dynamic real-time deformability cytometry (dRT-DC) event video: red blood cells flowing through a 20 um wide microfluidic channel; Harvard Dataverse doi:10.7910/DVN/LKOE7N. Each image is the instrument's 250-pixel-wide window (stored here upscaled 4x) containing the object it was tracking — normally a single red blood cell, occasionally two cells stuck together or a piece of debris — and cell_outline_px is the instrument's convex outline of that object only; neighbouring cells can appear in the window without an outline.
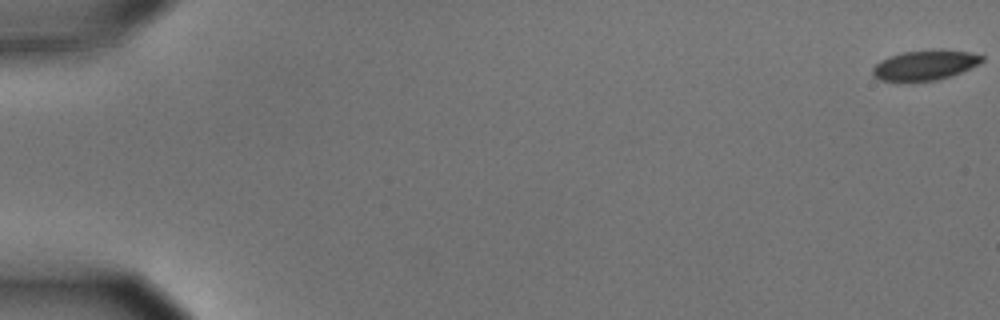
{"species": "common noctule bat (a hibernating species)", "species_latin": "Nyctalus noctula", "temperature_condition": "cold", "stored_images_in_passage": 57, "camera_frame_rate_fps": 3000, "um_per_image_px": 0.085, "animal": {"sex": "male", "body_mass_g": 15.6}, "frame": {"image": 1, "passage_image": 1, "time_ms": 0.0, "image_size_px": [1000, 320], "cell_outline_px": [[984, 60], [980, 64], [960, 72], [936, 80], [908, 84], [900, 84], [880, 80], [872, 72], [872, 68], [880, 60], [888, 56], [904, 52], [940, 48], [968, 52], [984, 56]], "centroid_in_image_um": [78.58, 5.56], "position_along_channel_um": 6.4, "area_um2": 19.83}}
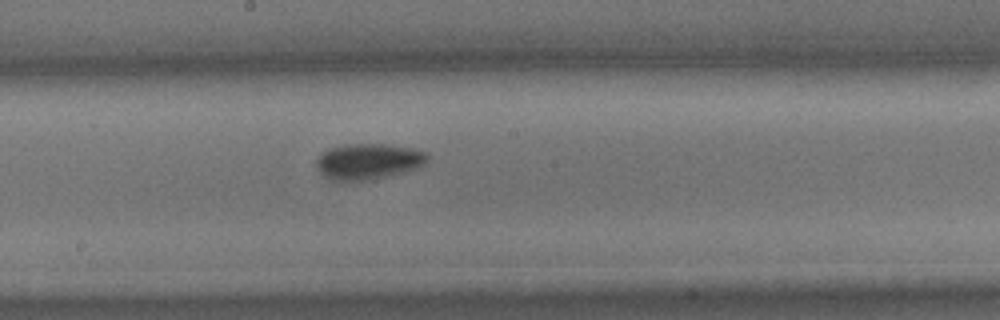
{"frame": {"image": 2, "passage_image": 32, "time_ms": 10.333, "image_size_px": [1000, 320], "cell_outline_px": [[428, 160], [420, 168], [372, 180], [332, 180], [324, 176], [320, 172], [316, 164], [316, 160], [328, 148], [344, 144], [384, 144], [412, 148], [428, 152]], "centroid_in_image_um": [31.35, 13.71], "position_along_channel_um": 216.9, "area_um2": 23.29}}
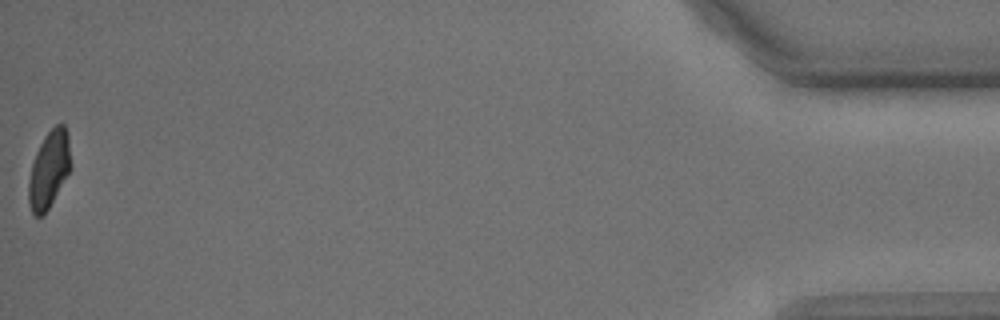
{"frame": {"image": 3, "passage_image": 57, "time_ms": 18.667, "image_size_px": [1000, 320], "cell_outline_px": [[72, 168], [44, 216], [36, 216], [32, 212], [28, 200], [28, 180], [32, 164], [36, 152], [44, 136], [56, 124], [64, 124], [68, 132], [72, 164]], "centroid_in_image_um": [4.19, 14.4], "position_along_channel_um": 431.0, "area_um2": 19.19}, "authors_computed_cell_mechanics": {"area_um2": 21.2126, "velocity_mm_per_s": 3.6257, "shape_relaxation_time_tau1_ms": 3.9964, "shape_relaxation_time_tau2_ms": null, "deformation_change_tau1": 0.102, "deformation_change_tau2": null}}